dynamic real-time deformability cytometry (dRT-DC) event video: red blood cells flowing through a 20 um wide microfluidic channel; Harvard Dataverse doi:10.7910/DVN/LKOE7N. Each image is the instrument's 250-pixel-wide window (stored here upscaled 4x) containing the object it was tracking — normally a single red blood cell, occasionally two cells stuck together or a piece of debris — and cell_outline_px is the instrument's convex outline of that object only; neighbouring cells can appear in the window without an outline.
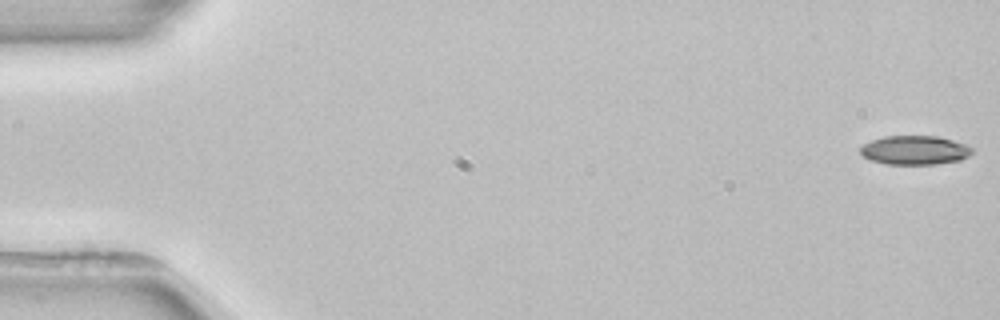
{"species": "common noctule bat (a hibernating species)", "species_latin": "Nyctalus noctula", "temperature_condition": "room temperature", "stored_images_in_passage": 4, "camera_frame_rate_fps": 3000, "um_per_image_px": 0.085, "animal": {"sex": "female", "body_mass_g": 22.7, "forearm_length_mm": 54.2}, "frame": {"image": 1, "passage_image": 1, "time_ms": 0.0, "image_size_px": [1000, 320], "cell_outline_px": [[972, 152], [968, 156], [960, 160], [936, 164], [884, 164], [868, 160], [860, 152], [860, 148], [864, 144], [872, 140], [884, 136], [940, 136], [964, 144], [972, 148]], "centroid_in_image_um": [77.73, 12.77], "position_along_channel_um": 7.3, "area_um2": 18.9}}
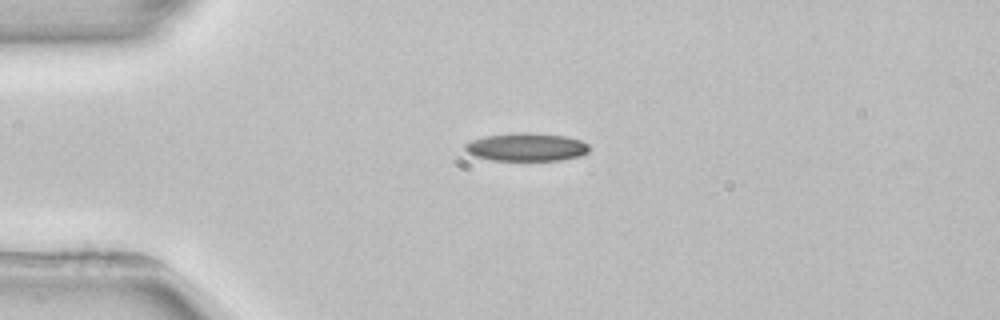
{"frame": {"image": 2, "passage_image": 4, "time_ms": 4.0, "image_size_px": [1000, 320], "cell_outline_px": [[588, 152], [580, 156], [560, 160], [492, 160], [476, 156], [468, 152], [464, 148], [464, 144], [472, 140], [484, 136], [512, 132], [532, 132], [564, 136], [580, 140], [588, 144]], "centroid_in_image_um": [44.74, 12.48], "position_along_channel_um": 40.3, "area_um2": 20.35}}